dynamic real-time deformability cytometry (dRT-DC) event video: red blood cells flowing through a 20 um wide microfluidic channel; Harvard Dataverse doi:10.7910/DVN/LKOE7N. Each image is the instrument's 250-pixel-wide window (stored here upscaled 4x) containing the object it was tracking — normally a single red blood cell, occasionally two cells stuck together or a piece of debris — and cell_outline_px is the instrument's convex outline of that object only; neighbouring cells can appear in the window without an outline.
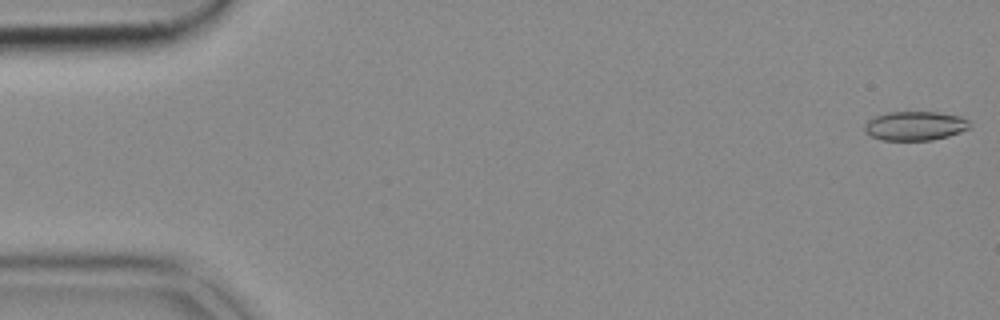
{"species": "common noctule bat (a hibernating species)", "species_latin": "Nyctalus noctula", "temperature_condition": "cold", "stored_images_in_passage": 11, "camera_frame_rate_fps": 3000, "um_per_image_px": 0.085, "animal": {"sex": "female", "body_mass_g": 18.4}, "frame": {"image": 1, "passage_image": 1, "time_ms": 0.0, "image_size_px": [1000, 320], "cell_outline_px": [[972, 128], [948, 136], [932, 140], [880, 140], [864, 132], [864, 124], [868, 120], [876, 116], [888, 112], [936, 112], [960, 116], [968, 120], [972, 124]], "centroid_in_image_um": [77.8, 10.7], "position_along_channel_um": 7.2, "area_um2": 17.98}}